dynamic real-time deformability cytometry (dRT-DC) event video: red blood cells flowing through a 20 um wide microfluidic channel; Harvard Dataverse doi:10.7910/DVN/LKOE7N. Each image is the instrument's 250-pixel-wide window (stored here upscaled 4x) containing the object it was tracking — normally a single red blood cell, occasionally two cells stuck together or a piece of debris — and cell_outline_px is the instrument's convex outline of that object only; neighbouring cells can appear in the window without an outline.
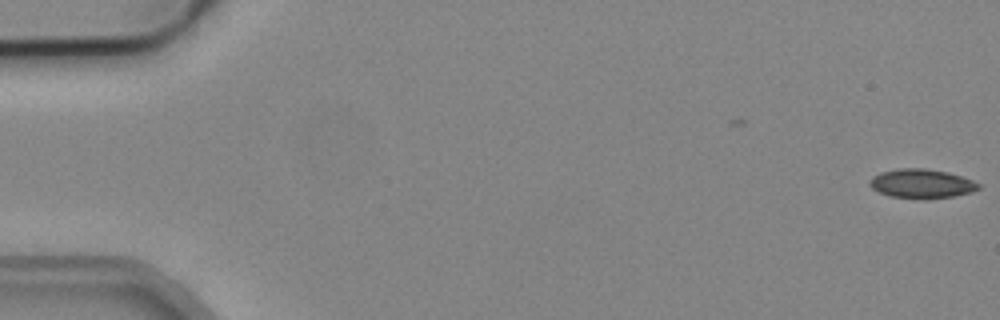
{"species": "common noctule bat (a hibernating species)", "species_latin": "Nyctalus noctula", "temperature_condition": "cold", "stored_images_in_passage": 5, "camera_frame_rate_fps": 3000, "um_per_image_px": 0.085, "animal": {"sex": "male", "body_mass_g": 19.2, "forearm_length_mm": 51.8}, "frame": {"image": 1, "passage_image": 1, "time_ms": 0.0, "image_size_px": [1000, 320], "cell_outline_px": [[980, 188], [972, 192], [952, 196], [924, 200], [892, 196], [880, 192], [872, 188], [868, 184], [868, 180], [872, 176], [880, 172], [900, 168], [924, 168], [948, 172], [972, 180], [980, 184]], "centroid_in_image_um": [78.32, 15.61], "position_along_channel_um": 6.7, "area_um2": 18.61}}
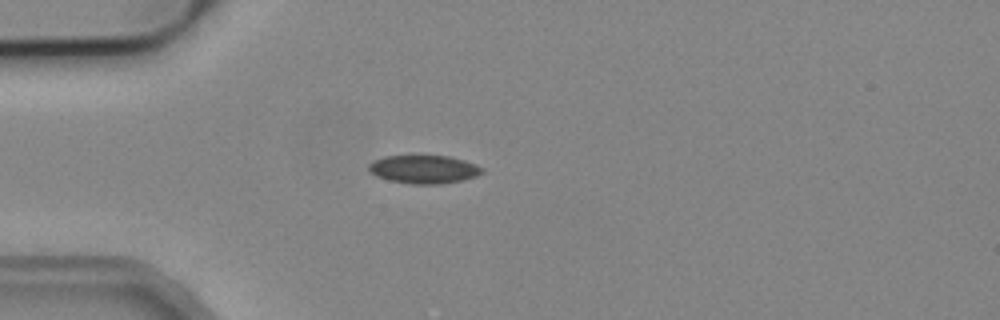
{"frame": {"image": 2, "passage_image": 5, "time_ms": 1.333, "image_size_px": [1000, 320], "cell_outline_px": [[484, 172], [476, 176], [460, 180], [440, 184], [408, 184], [388, 180], [376, 176], [368, 172], [368, 164], [372, 160], [384, 156], [448, 156], [464, 160], [476, 164], [484, 168]], "centroid_in_image_um": [35.99, 14.39], "position_along_channel_um": 49.0, "area_um2": 18.84}}